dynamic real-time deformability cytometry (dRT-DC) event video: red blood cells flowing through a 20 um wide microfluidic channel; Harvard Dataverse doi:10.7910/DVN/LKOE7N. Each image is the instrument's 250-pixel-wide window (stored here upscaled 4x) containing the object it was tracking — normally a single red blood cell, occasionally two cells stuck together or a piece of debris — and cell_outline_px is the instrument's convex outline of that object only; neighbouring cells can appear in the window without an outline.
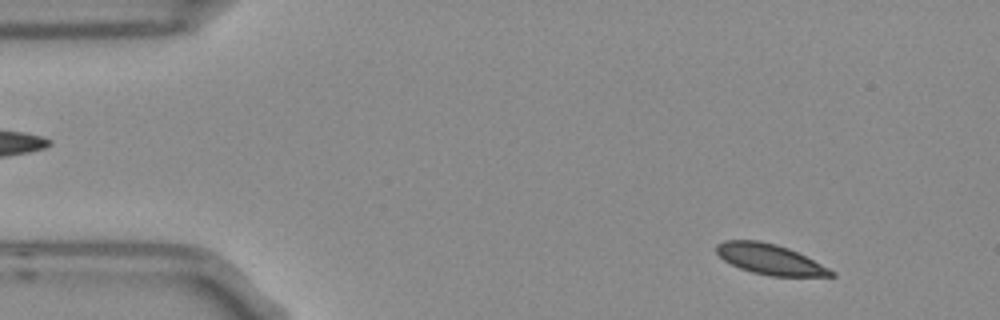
{"species": "Egyptian fruit bat (a non-hibernating species)", "species_latin": "Rousettus aegyptiacus", "temperature_condition": "room temperature", "stored_images_in_passage": 3, "camera_frame_rate_fps": 3000, "um_per_image_px": 0.085, "frame": {"image": 1, "passage_image": 1, "time_ms": 0.0, "image_size_px": [1000, 320], "cell_outline_px": [[836, 276], [772, 276], [752, 272], [740, 268], [724, 260], [716, 252], [716, 244], [724, 240], [760, 240], [776, 244], [788, 248], [836, 272]], "centroid_in_image_um": [65.41, 22.03], "position_along_channel_um": 19.6, "area_um2": 20.06}}
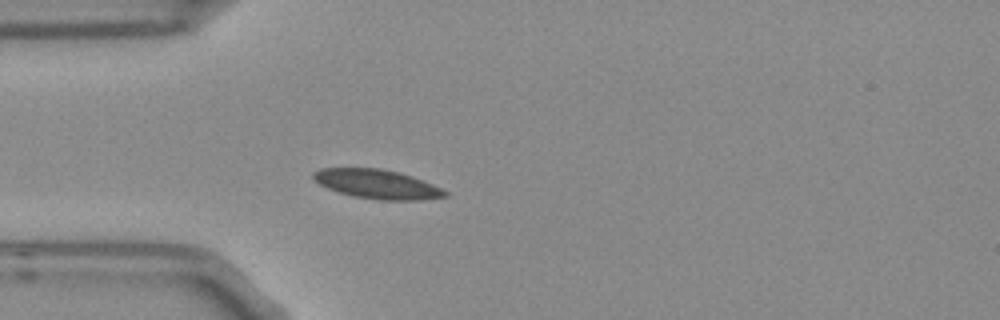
{"frame": {"image": 2, "passage_image": 3, "time_ms": 0.667, "image_size_px": [1000, 320], "cell_outline_px": [[448, 196], [420, 200], [380, 200], [352, 196], [328, 188], [312, 180], [312, 172], [320, 168], [380, 168], [400, 172], [412, 176], [432, 184], [448, 192]], "centroid_in_image_um": [32.03, 15.64], "position_along_channel_um": 53.0, "area_um2": 22.43}}